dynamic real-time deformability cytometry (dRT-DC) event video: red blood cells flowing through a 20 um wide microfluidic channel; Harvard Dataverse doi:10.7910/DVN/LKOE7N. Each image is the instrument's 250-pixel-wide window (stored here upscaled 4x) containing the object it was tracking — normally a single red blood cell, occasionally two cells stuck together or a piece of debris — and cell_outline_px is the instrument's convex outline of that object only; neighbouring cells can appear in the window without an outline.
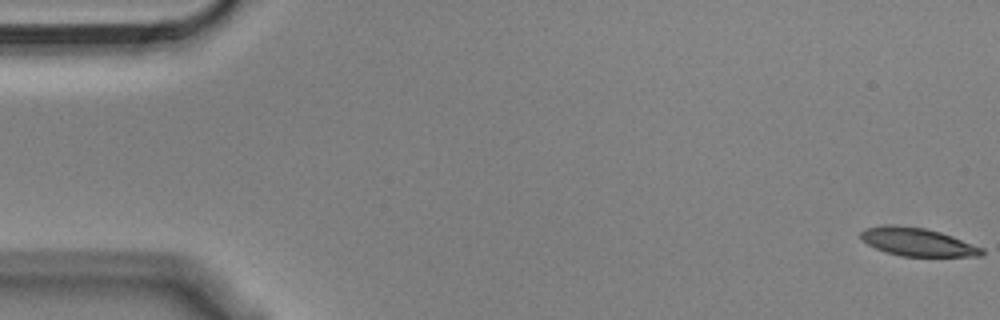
{"species": "Egyptian fruit bat (a non-hibernating species)", "species_latin": "Rousettus aegyptiacus", "temperature_condition": "cold", "stored_images_in_passage": 10, "camera_frame_rate_fps": 3000, "um_per_image_px": 0.085, "animal": {"sex": "male"}, "frame": {"image": 1, "passage_image": 1, "time_ms": 0.0, "image_size_px": [1000, 320], "cell_outline_px": [[984, 256], [900, 256], [876, 248], [860, 240], [860, 232], [864, 228], [888, 224], [924, 228], [940, 232], [952, 236], [984, 248]], "centroid_in_image_um": [77.98, 20.56], "position_along_channel_um": 7.0, "area_um2": 19.83}}